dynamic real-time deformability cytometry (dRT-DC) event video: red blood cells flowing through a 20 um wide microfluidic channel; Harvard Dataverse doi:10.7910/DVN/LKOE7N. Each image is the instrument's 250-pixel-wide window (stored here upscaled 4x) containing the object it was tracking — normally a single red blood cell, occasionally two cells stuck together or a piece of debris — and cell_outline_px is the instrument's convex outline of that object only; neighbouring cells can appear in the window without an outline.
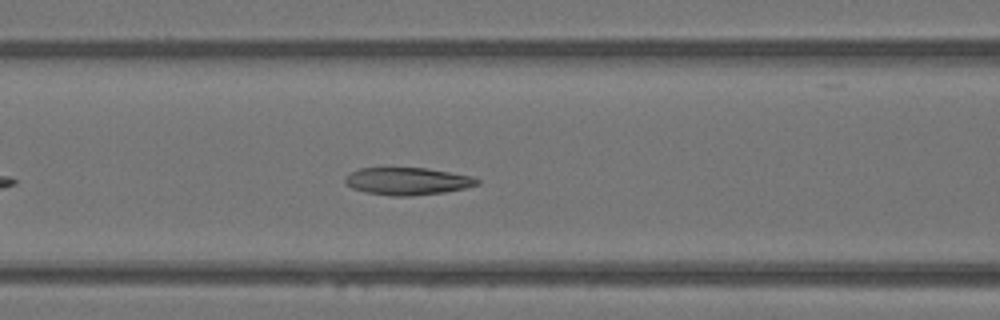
{"species": "Egyptian fruit bat (a non-hibernating species)", "species_latin": "Rousettus aegyptiacus", "temperature_condition": "warm", "stored_images_in_passage": 22, "camera_frame_rate_fps": 3000, "um_per_image_px": 0.085, "animal": {"sex": "female"}, "frame": {"image": 1, "passage_image": 9, "time_ms": 2.667, "image_size_px": [1000, 320], "cell_outline_px": [[480, 184], [464, 188], [444, 192], [412, 196], [392, 196], [364, 192], [352, 188], [344, 184], [344, 176], [360, 168], [424, 168], [472, 176], [480, 180]], "centroid_in_image_um": [34.6, 15.41], "position_along_channel_um": 132.0, "area_um2": 21.1}}
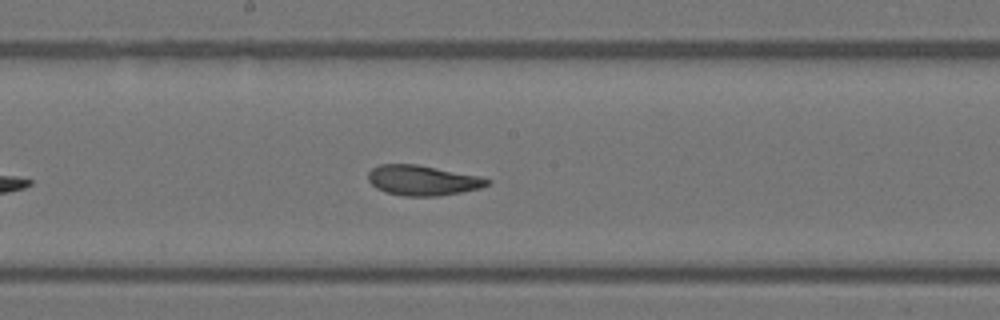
{"frame": {"image": 2, "passage_image": 15, "time_ms": 4.667, "image_size_px": [1000, 320], "cell_outline_px": [[492, 180], [488, 184], [480, 188], [440, 196], [404, 196], [384, 192], [376, 188], [368, 180], [368, 172], [372, 168], [380, 164], [416, 164], [480, 176]], "centroid_in_image_um": [35.9, 15.33], "position_along_channel_um": 212.3, "area_um2": 20.92}}
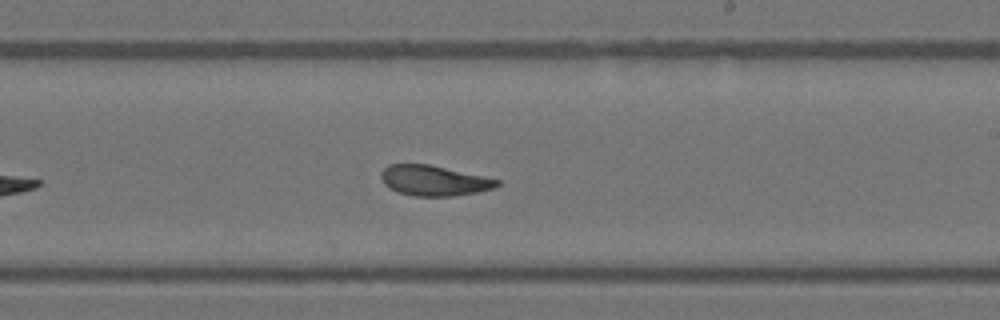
{"frame": {"image": 3, "passage_image": 18, "time_ms": 5.667, "image_size_px": [1000, 320], "cell_outline_px": [[500, 184], [496, 188], [476, 192], [452, 196], [412, 196], [396, 192], [388, 188], [384, 184], [380, 176], [380, 172], [388, 164], [428, 164], [500, 180]], "centroid_in_image_um": [36.84, 15.36], "position_along_channel_um": 252.2, "area_um2": 20.52}}